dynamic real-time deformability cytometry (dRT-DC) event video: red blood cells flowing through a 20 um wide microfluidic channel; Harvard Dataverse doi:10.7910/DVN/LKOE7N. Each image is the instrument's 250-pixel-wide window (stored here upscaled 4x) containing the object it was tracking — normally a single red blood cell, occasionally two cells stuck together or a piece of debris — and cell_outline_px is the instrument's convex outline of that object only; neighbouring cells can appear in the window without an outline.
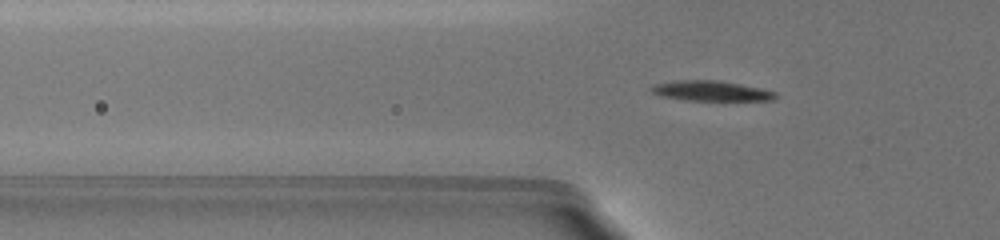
{"species": "common noctule bat (a hibernating species)", "species_latin": "Nyctalus noctula", "temperature_condition": "warm", "stored_images_in_passage": 26, "camera_frame_rate_fps": 3000, "um_per_image_px": 0.085, "animal": {"sex": "female", "body_mass_g": 19.5, "forearm_length_mm": 54.1}, "frame": {"image": 1, "passage_image": 4, "time_ms": 0.667, "image_size_px": [1000, 240], "cell_outline_px": [[776, 100], [688, 100], [664, 96], [652, 92], [652, 88], [656, 84], [680, 80], [716, 80], [740, 84], [760, 88], [776, 92]], "centroid_in_image_um": [60.51, 7.72], "position_along_channel_um": 65.3, "area_um2": 14.16}}
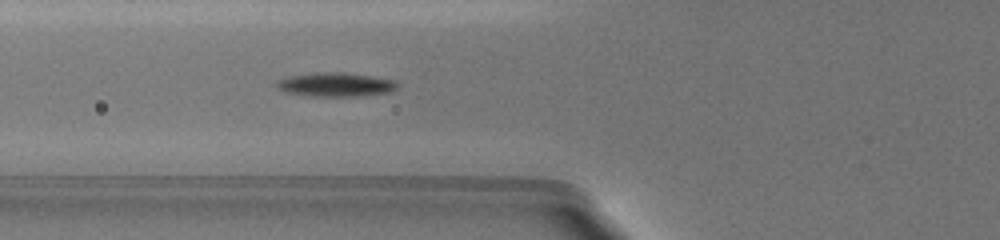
{"frame": {"image": 2, "passage_image": 10, "time_ms": 1.667, "image_size_px": [1000, 240], "cell_outline_px": [[400, 84], [396, 88], [388, 92], [356, 96], [316, 96], [288, 92], [280, 88], [276, 84], [280, 80], [292, 76], [320, 72], [340, 72], [372, 76], [392, 80]], "centroid_in_image_um": [28.6, 7.18], "position_along_channel_um": 97.2, "area_um2": 16.24}}
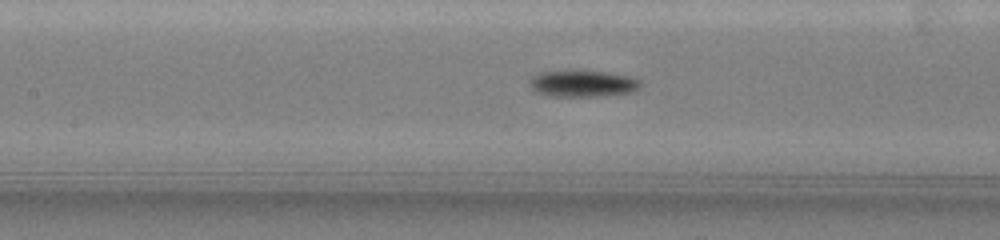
{"frame": {"image": 3, "passage_image": 21, "time_ms": 3.333, "image_size_px": [1000, 240], "cell_outline_px": [[640, 84], [636, 88], [628, 92], [604, 96], [548, 96], [536, 92], [532, 88], [532, 80], [540, 72], [604, 72], [624, 76], [636, 80]], "centroid_in_image_um": [49.49, 7.14], "position_along_channel_um": 157.9, "area_um2": 16.07}}